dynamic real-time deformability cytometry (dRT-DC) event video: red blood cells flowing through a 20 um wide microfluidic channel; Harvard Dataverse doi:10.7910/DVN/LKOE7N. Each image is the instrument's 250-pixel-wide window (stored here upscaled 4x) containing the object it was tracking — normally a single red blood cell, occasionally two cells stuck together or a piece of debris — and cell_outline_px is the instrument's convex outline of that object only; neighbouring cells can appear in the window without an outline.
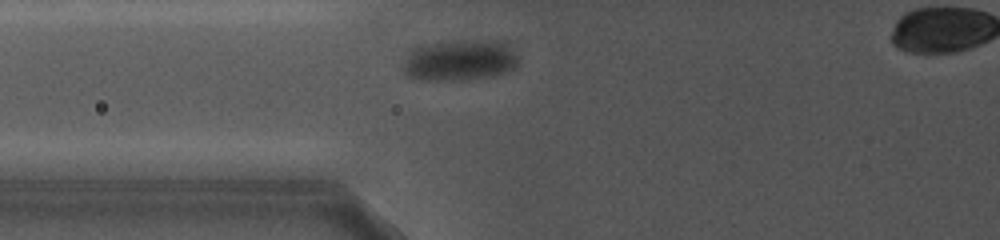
{"species": "common noctule bat (a hibernating species)", "species_latin": "Nyctalus noctula", "temperature_condition": "cold", "stored_images_in_passage": 48, "camera_frame_rate_fps": 5000, "um_per_image_px": 0.085, "animal": {"sex": "female", "body_mass_g": 19.0, "forearm_length_mm": 56.7}, "frame": {"image": 1, "passage_image": 2, "time_ms": 0.4, "image_size_px": [1000, 240], "cell_outline_px": [[520, 64], [516, 68], [508, 72], [484, 76], [440, 80], [408, 76], [404, 72], [400, 64], [412, 48], [420, 44], [448, 40], [504, 40], [512, 48], [520, 60]], "centroid_in_image_um": [39.09, 5.05], "position_along_channel_um": 86.7, "area_um2": 27.86}}
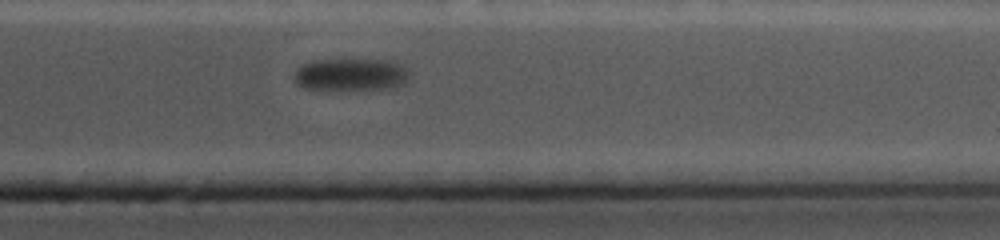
{"frame": {"image": 2, "passage_image": 43, "time_ms": 9.0, "image_size_px": [1000, 240], "cell_outline_px": [[408, 76], [400, 84], [384, 88], [340, 92], [304, 88], [296, 84], [296, 72], [304, 64], [312, 60], [392, 60], [404, 64], [408, 68]], "centroid_in_image_um": [29.82, 6.36], "position_along_channel_um": 381.6, "area_um2": 22.08}}
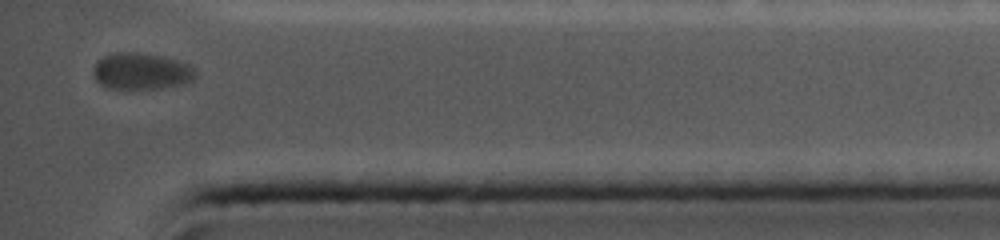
{"frame": {"image": 3, "passage_image": 48, "time_ms": 10.2, "image_size_px": [1000, 240], "cell_outline_px": [[196, 72], [192, 80], [184, 84], [164, 88], [108, 88], [100, 84], [96, 80], [92, 72], [96, 60], [104, 56], [116, 52], [140, 52], [160, 56], [176, 60], [188, 64], [196, 68]], "centroid_in_image_um": [12.0, 6.05], "position_along_channel_um": 423.2, "area_um2": 21.85}, "authors_computed_cell_mechanics": {"area_um2": 26.4724, "velocity_mm_per_s": 3.4674, "shape_relaxation_time_tau1_ms": 2.9095, "shape_relaxation_time_tau2_ms": null, "deformation_change_tau1": 0.0548, "deformation_change_tau2": null}}